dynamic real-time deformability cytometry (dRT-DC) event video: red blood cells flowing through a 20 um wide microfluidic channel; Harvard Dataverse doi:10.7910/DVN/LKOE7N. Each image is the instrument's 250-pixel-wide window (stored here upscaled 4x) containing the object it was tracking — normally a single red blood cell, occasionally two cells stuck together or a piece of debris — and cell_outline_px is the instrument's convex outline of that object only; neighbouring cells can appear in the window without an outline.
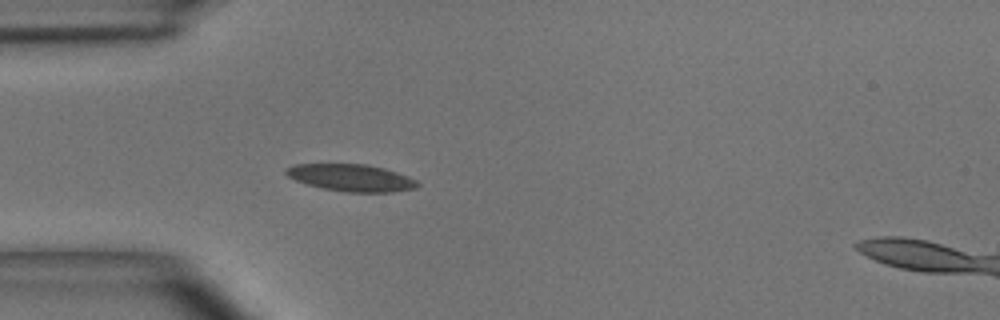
{"species": "common noctule bat (a hibernating species)", "species_latin": "Nyctalus noctula", "temperature_condition": "room temperature", "stored_images_in_passage": 36, "camera_frame_rate_fps": 3000, "um_per_image_px": 0.085, "animal": {"sex": "male", "body_mass_g": 15.6}, "frame": {"image": 1, "passage_image": 1, "time_ms": 0.0, "image_size_px": [1000, 320], "cell_outline_px": [[420, 184], [416, 188], [392, 192], [348, 192], [324, 188], [308, 184], [296, 180], [288, 176], [284, 172], [284, 168], [296, 164], [368, 164], [384, 168], [408, 176], [416, 180]], "centroid_in_image_um": [29.86, 15.1], "position_along_channel_um": 55.1, "area_um2": 20.63}}
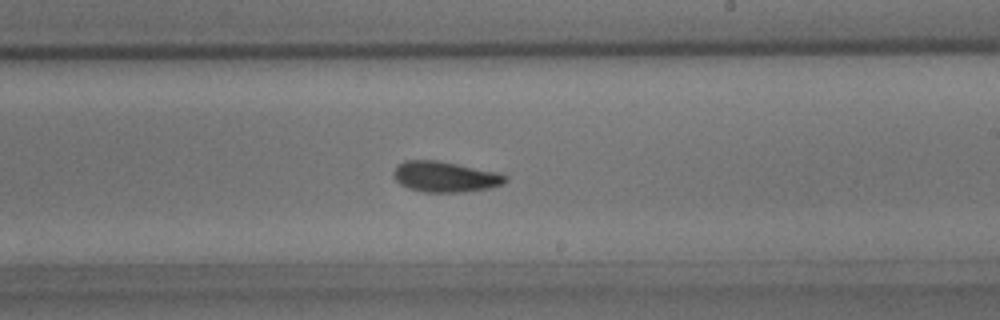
{"frame": {"image": 2, "passage_image": 16, "time_ms": 5.0, "image_size_px": [1000, 320], "cell_outline_px": [[508, 180], [504, 184], [488, 188], [464, 192], [424, 192], [408, 188], [400, 184], [396, 180], [392, 172], [404, 160], [436, 160], [496, 172], [508, 176]], "centroid_in_image_um": [37.84, 15.03], "position_along_channel_um": 251.2, "area_um2": 19.83}}
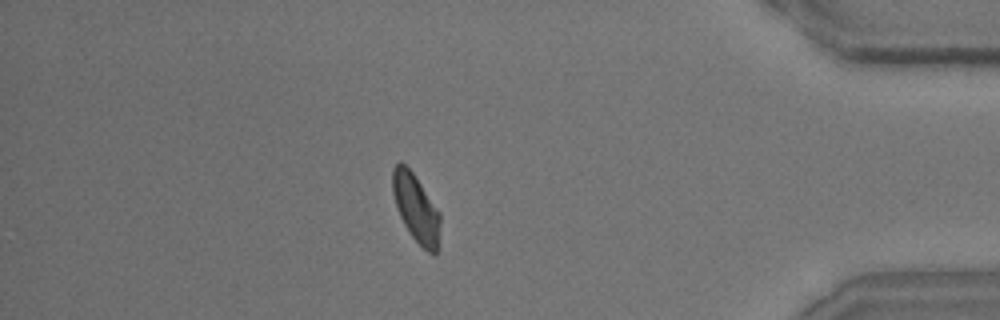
{"frame": {"image": 3, "passage_image": 30, "time_ms": 9.667, "image_size_px": [1000, 320], "cell_outline_px": [[440, 224], [436, 252], [428, 252], [412, 236], [404, 224], [400, 216], [392, 192], [392, 168], [400, 160], [412, 172], [440, 212]], "centroid_in_image_um": [35.34, 17.64], "position_along_channel_um": 399.9, "area_um2": 18.38}, "authors_computed_cell_mechanics": {"area_um2": 19.363, "velocity_mm_per_s": 4.0133, "shape_relaxation_time_tau1_ms": 4.2978, "shape_relaxation_time_tau2_ms": 1.762, "deformation_change_tau1": 0.1317, "deformation_change_tau2": 0.0803}}